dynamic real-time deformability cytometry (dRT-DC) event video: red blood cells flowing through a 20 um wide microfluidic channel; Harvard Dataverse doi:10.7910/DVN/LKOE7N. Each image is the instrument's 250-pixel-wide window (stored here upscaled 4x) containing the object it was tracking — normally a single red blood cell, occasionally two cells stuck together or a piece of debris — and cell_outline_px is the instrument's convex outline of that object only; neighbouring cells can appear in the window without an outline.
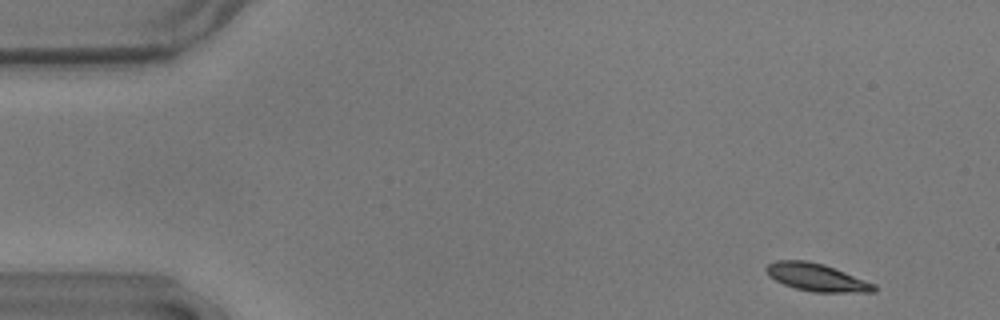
{"species": "common noctule bat (a hibernating species)", "species_latin": "Nyctalus noctula", "temperature_condition": "warm", "stored_images_in_passage": 54, "camera_frame_rate_fps": 3000, "um_per_image_px": 0.085, "animal": {"sex": "male", "body_mass_g": 17.9}, "frame": {"image": 1, "passage_image": 2, "time_ms": 0.333, "image_size_px": [1000, 320], "cell_outline_px": [[876, 292], [816, 292], [796, 288], [784, 284], [768, 276], [764, 268], [768, 264], [776, 260], [808, 260], [824, 264], [876, 284]], "centroid_in_image_um": [69.4, 23.56], "position_along_channel_um": 15.6, "area_um2": 17.34}}
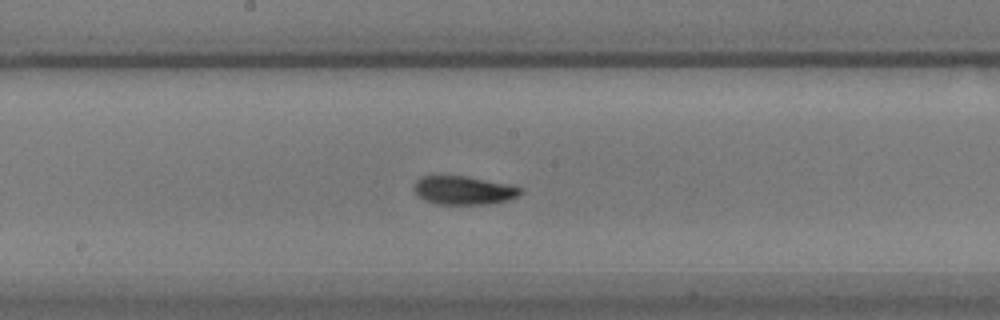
{"frame": {"image": 2, "passage_image": 27, "time_ms": 8.667, "image_size_px": [1000, 320], "cell_outline_px": [[524, 192], [508, 200], [488, 204], [440, 204], [424, 200], [412, 188], [412, 184], [420, 176], [468, 176], [508, 184], [524, 188]], "centroid_in_image_um": [39.41, 16.17], "position_along_channel_um": 208.8, "area_um2": 17.8}}
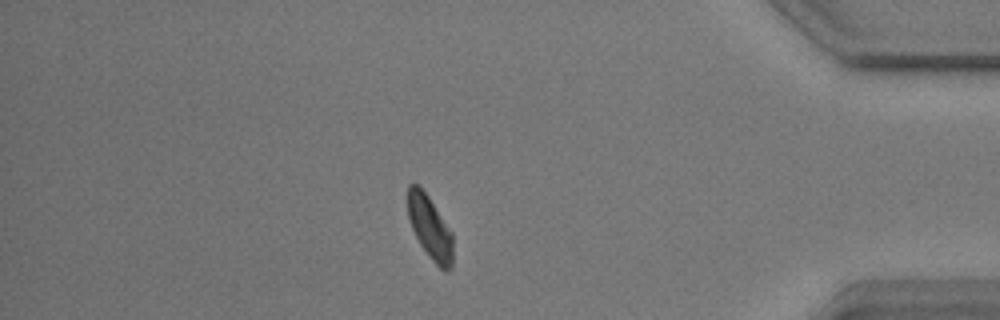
{"frame": {"image": 3, "passage_image": 46, "time_ms": 15.0, "image_size_px": [1000, 320], "cell_outline_px": [[452, 268], [440, 268], [432, 260], [420, 244], [412, 228], [408, 216], [408, 184], [416, 184], [428, 196], [452, 232]], "centroid_in_image_um": [36.54, 19.33], "position_along_channel_um": 398.7, "area_um2": 16.18}, "authors_computed_cell_mechanics": {"area_um2": 17.4267, "velocity_mm_per_s": 3.5725, "shape_relaxation_time_tau1_ms": 3.6472, "shape_relaxation_time_tau2_ms": 2.8422, "deformation_change_tau1": 0.1197, "deformation_change_tau2": 0.059}}